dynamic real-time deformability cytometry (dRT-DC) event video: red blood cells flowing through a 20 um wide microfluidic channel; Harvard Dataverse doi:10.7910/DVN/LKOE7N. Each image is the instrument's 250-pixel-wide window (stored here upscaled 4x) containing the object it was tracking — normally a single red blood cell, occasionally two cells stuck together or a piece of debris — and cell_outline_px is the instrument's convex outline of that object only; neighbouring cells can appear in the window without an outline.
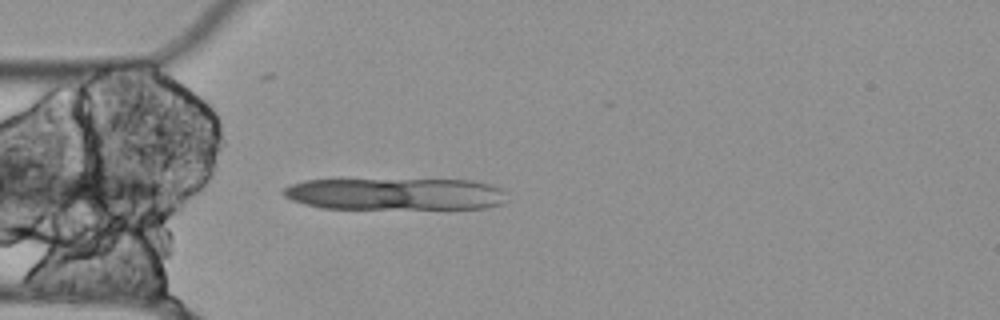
{"species": "Egyptian fruit bat (a non-hibernating species)", "species_latin": "Rousettus aegyptiacus", "temperature_condition": "cold", "stored_images_in_passage": 5, "segment_of_instrument_passage": [1, 2], "camera_frame_rate_fps": 3000, "um_per_image_px": 0.085, "animal": {"sex": "female"}, "frame": {"image": 1, "passage_image": 1, "time_ms": 0.0, "image_size_px": [1000, 320], "cell_outline_px": [[508, 192], [500, 204], [484, 208], [320, 208], [292, 200], [284, 196], [280, 192], [288, 184], [304, 180], [472, 180], [488, 184], [500, 188]], "centroid_in_image_um": [33.56, 16.48], "position_along_channel_um": 51.4, "area_um2": 41.5}}